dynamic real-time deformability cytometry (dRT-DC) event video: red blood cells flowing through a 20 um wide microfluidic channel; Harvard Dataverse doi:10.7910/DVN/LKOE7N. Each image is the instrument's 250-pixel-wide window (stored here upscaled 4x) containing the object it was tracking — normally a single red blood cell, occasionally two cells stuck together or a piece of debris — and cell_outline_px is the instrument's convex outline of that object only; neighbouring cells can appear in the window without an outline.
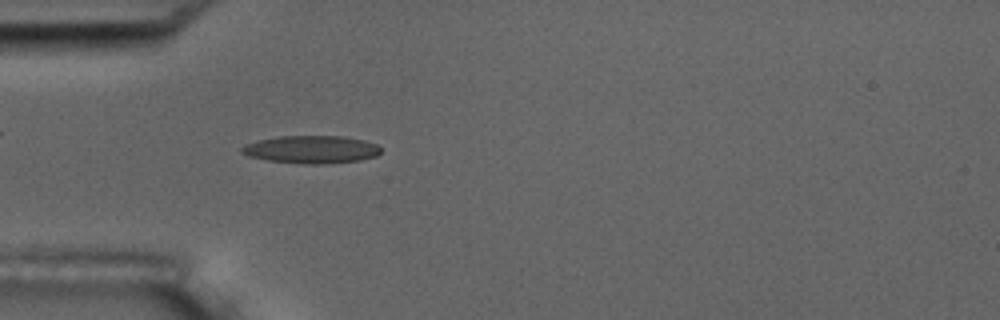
{"species": "common noctule bat (a hibernating species)", "species_latin": "Nyctalus noctula", "temperature_condition": "room temperature", "stored_images_in_passage": 5, "camera_frame_rate_fps": 3000, "um_per_image_px": 0.085, "animal": {"sex": "male", "body_mass_g": 17.5, "forearm_length_mm": 52.3}, "frame": {"image": 1, "passage_image": 5, "time_ms": 5.667, "image_size_px": [1000, 320], "cell_outline_px": [[380, 152], [376, 156], [360, 160], [324, 164], [304, 164], [268, 160], [248, 156], [240, 152], [240, 148], [244, 144], [276, 136], [344, 136], [364, 140], [376, 144], [380, 148]], "centroid_in_image_um": [26.45, 12.7], "position_along_channel_um": 58.6, "area_um2": 22.54}}